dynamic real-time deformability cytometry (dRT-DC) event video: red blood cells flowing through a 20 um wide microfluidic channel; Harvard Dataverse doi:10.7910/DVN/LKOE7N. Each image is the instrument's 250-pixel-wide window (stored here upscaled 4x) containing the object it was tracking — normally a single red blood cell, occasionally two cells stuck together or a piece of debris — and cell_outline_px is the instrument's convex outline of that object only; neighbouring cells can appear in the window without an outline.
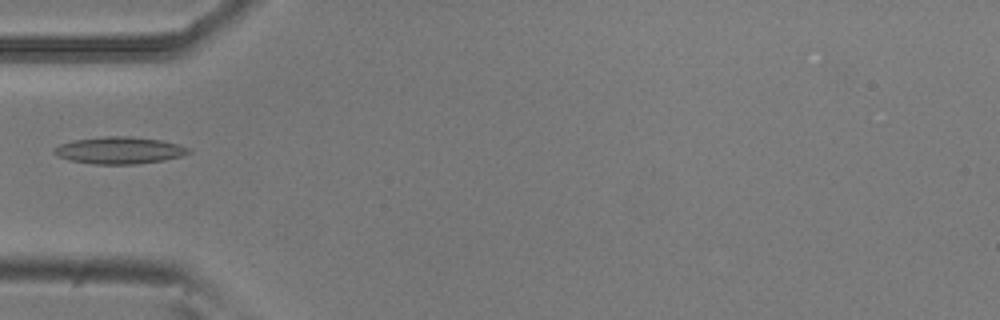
{"species": "common noctule bat (a hibernating species)", "species_latin": "Nyctalus noctula", "temperature_condition": "room temperature", "stored_images_in_passage": 2, "camera_frame_rate_fps": 3000, "um_per_image_px": 0.085, "animal": {"sex": "male", "body_mass_g": 20.5, "forearm_length_mm": 52.5}, "frame": {"image": 1, "passage_image": 1, "time_ms": 0.0, "image_size_px": [1000, 320], "cell_outline_px": [[192, 152], [180, 156], [164, 160], [136, 164], [92, 164], [68, 160], [56, 156], [52, 152], [60, 144], [72, 140], [104, 136], [132, 136], [160, 140], [180, 144], [188, 148]], "centroid_in_image_um": [10.13, 12.78], "position_along_channel_um": 74.9, "area_um2": 21.27}}
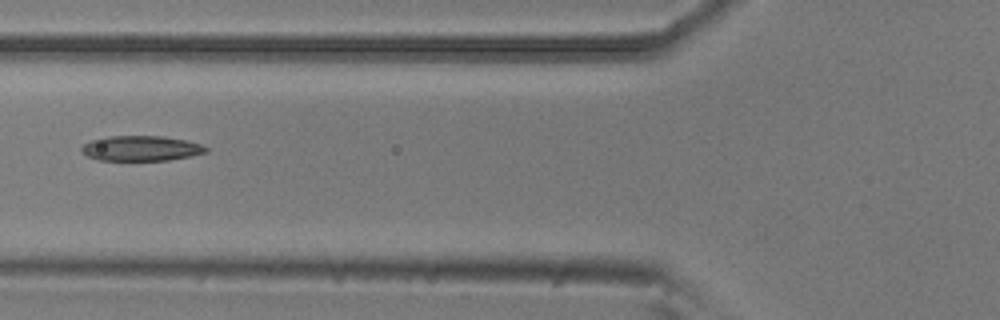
{"frame": {"image": 2, "passage_image": 2, "time_ms": 0.333, "image_size_px": [1000, 320], "cell_outline_px": [[208, 152], [168, 160], [100, 160], [88, 156], [80, 152], [80, 148], [84, 144], [92, 140], [108, 136], [164, 136], [184, 140], [200, 144], [208, 148]], "centroid_in_image_um": [11.96, 12.6], "position_along_channel_um": 113.8, "area_um2": 18.09}}